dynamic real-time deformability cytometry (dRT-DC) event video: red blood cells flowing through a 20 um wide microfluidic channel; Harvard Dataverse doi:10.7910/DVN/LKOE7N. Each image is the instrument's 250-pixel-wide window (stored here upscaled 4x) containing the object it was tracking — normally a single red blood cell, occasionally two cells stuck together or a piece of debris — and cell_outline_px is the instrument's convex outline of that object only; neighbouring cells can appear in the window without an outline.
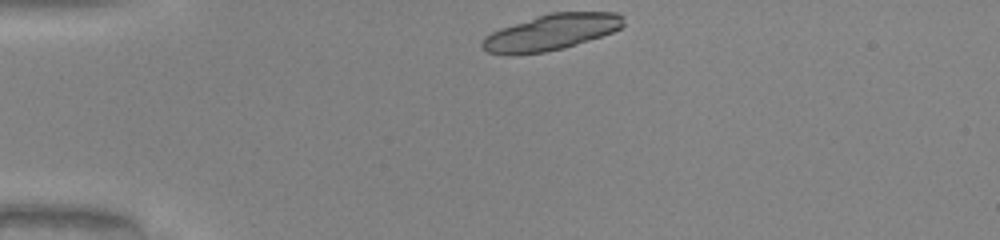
{"species": "common noctule bat (a hibernating species)", "species_latin": "Nyctalus noctula", "temperature_condition": "warm", "stored_images_in_passage": 32, "camera_frame_rate_fps": 3000, "um_per_image_px": 0.085, "animal": {"sex": "male", "body_mass_g": 20.0, "forearm_length_mm": 53.3}, "frame": {"image": 1, "passage_image": 1, "time_ms": 0.0, "image_size_px": [1000, 240], "cell_outline_px": [[624, 24], [620, 28], [612, 32], [564, 48], [544, 52], [512, 56], [508, 56], [488, 52], [480, 44], [484, 36], [500, 28], [536, 16], [552, 12], [616, 12], [624, 16]], "centroid_in_image_um": [46.82, 2.75], "position_along_channel_um": 38.2, "area_um2": 29.71}, "authors_computed_cell_mechanics": {"area_um2": 17.2533, "velocity_mm_per_s": 4.0582, "shape_relaxation_time_tau1_ms": 3.3872, "shape_relaxation_time_tau2_ms": null, "deformation_change_tau1": 0.1064, "deformation_change_tau2": null}}